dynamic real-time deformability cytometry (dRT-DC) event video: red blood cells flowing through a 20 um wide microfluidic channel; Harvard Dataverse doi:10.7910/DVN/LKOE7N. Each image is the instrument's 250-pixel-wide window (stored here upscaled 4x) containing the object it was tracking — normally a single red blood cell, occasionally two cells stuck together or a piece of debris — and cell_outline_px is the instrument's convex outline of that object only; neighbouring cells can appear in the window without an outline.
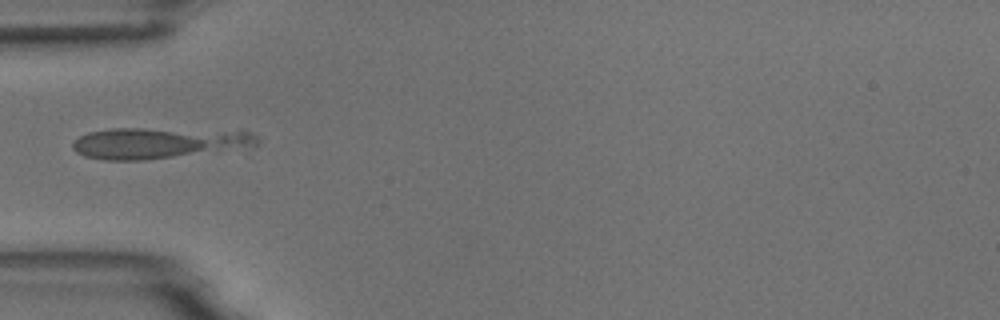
{"species": "common noctule bat (a hibernating species)", "species_latin": "Nyctalus noctula", "temperature_condition": "room temperature", "stored_images_in_passage": 10, "camera_frame_rate_fps": 3000, "um_per_image_px": 0.085, "animal": {"sex": "male", "body_mass_g": 18.8}, "frame": {"image": 1, "passage_image": 5, "time_ms": 5.333, "image_size_px": [1000, 320], "cell_outline_px": [[260, 144], [144, 160], [104, 160], [84, 156], [76, 152], [72, 148], [72, 140], [88, 132], [112, 128], [144, 128], [252, 132], [260, 140]], "centroid_in_image_um": [13.31, 12.14], "position_along_channel_um": 71.7, "area_um2": 32.54}}